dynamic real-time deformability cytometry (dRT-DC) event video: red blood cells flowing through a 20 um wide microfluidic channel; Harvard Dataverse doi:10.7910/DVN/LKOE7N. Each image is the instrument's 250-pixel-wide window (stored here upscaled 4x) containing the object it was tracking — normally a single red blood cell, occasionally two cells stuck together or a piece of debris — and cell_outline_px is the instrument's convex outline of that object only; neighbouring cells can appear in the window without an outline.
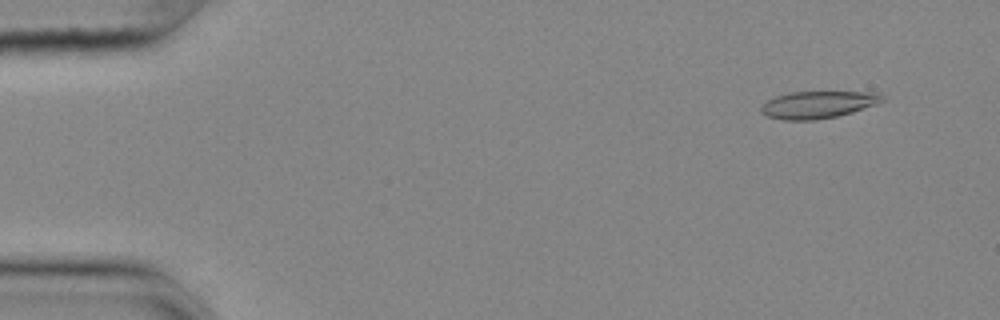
{"species": "common noctule bat (a hibernating species)", "species_latin": "Nyctalus noctula", "temperature_condition": "cold", "stored_images_in_passage": 16, "camera_frame_rate_fps": 3000, "um_per_image_px": 0.085, "animal": {"sex": "female", "body_mass_g": 25.1}, "frame": {"image": 1, "passage_image": 5, "time_ms": 1.333, "image_size_px": [1000, 320], "cell_outline_px": [[884, 100], [876, 104], [852, 112], [836, 116], [816, 120], [784, 120], [768, 116], [760, 112], [760, 108], [768, 100], [776, 96], [788, 92], [880, 92], [884, 96]], "centroid_in_image_um": [69.54, 8.89], "position_along_channel_um": 15.5, "area_um2": 19.13}}